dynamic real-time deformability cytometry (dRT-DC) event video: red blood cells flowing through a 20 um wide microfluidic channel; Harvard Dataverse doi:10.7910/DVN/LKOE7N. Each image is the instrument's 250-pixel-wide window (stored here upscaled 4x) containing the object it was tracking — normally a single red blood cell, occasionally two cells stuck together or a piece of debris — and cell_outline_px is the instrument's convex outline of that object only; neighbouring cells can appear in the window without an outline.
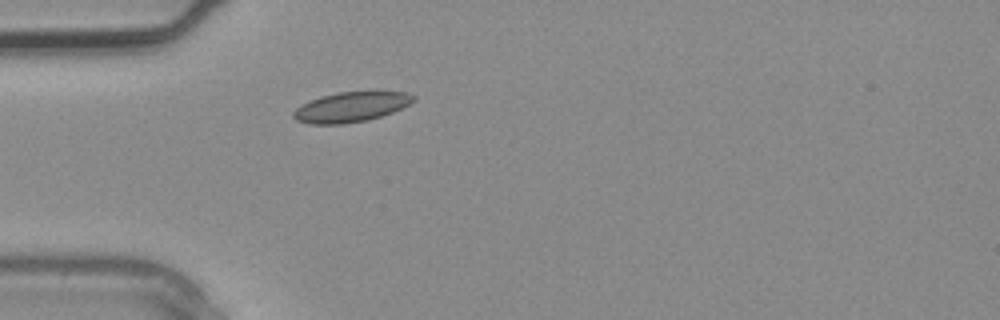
{"species": "common noctule bat (a hibernating species)", "species_latin": "Nyctalus noctula", "temperature_condition": "warm", "stored_images_in_passage": 1, "camera_frame_rate_fps": 3000, "um_per_image_px": 0.085, "animal": {"sex": "male", "body_mass_g": 20.4}, "frame": {"image": 1, "passage_image": 1, "time_ms": 0.0, "image_size_px": [1000, 320], "cell_outline_px": [[416, 100], [392, 112], [368, 120], [344, 124], [308, 124], [296, 120], [292, 116], [292, 112], [296, 108], [320, 96], [340, 92], [408, 92], [416, 96]], "centroid_in_image_um": [29.82, 9.1], "position_along_channel_um": 55.2, "area_um2": 20.81}}